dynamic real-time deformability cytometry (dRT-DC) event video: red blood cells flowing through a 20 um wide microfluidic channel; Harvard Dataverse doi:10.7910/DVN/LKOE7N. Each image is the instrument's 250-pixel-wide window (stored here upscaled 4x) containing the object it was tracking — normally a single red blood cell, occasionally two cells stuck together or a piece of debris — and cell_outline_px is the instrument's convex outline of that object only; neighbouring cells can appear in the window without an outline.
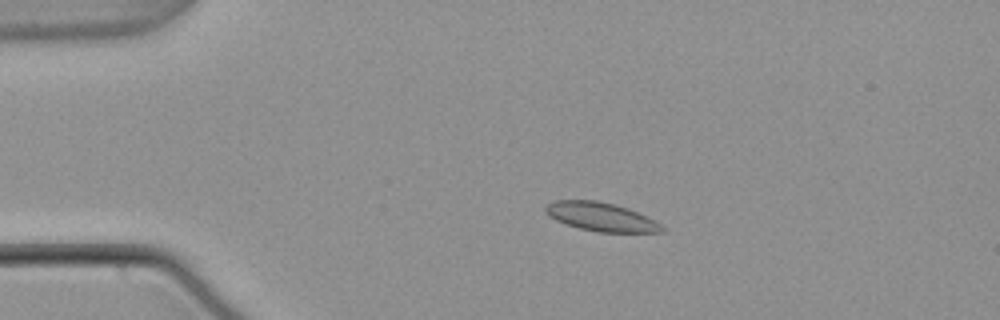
{"species": "common noctule bat (a hibernating species)", "species_latin": "Nyctalus noctula", "temperature_condition": "warm", "stored_images_in_passage": 55, "camera_frame_rate_fps": 3000, "um_per_image_px": 0.085, "animal": {"sex": "male", "body_mass_g": 21.5, "forearm_length_mm": 52.0}, "frame": {"image": 1, "passage_image": 12, "time_ms": 3.667, "image_size_px": [1000, 320], "cell_outline_px": [[668, 228], [664, 232], [596, 232], [580, 228], [556, 220], [548, 216], [544, 212], [544, 204], [552, 200], [596, 200], [616, 204], [628, 208], [648, 216], [656, 220]], "centroid_in_image_um": [51.11, 18.42], "position_along_channel_um": 33.9, "area_um2": 19.88}}
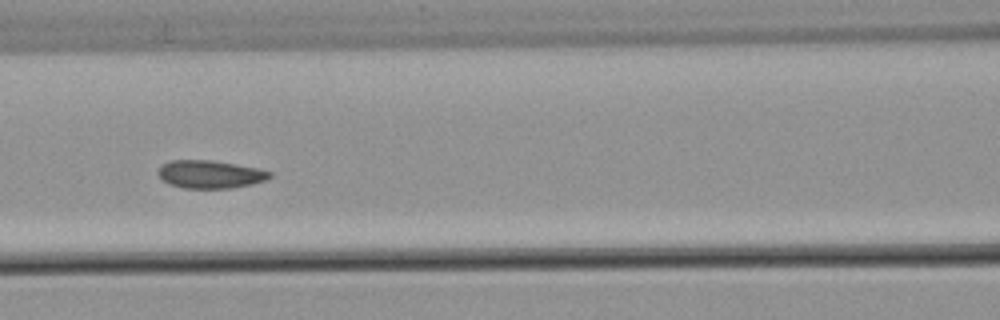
{"frame": {"image": 2, "passage_image": 25, "time_ms": 8.0, "image_size_px": [1000, 320], "cell_outline_px": [[272, 176], [264, 180], [252, 184], [232, 188], [184, 188], [168, 184], [156, 172], [160, 164], [172, 160], [212, 160], [256, 168], [272, 172]], "centroid_in_image_um": [17.82, 14.81], "position_along_channel_um": 148.8, "area_um2": 18.15}}
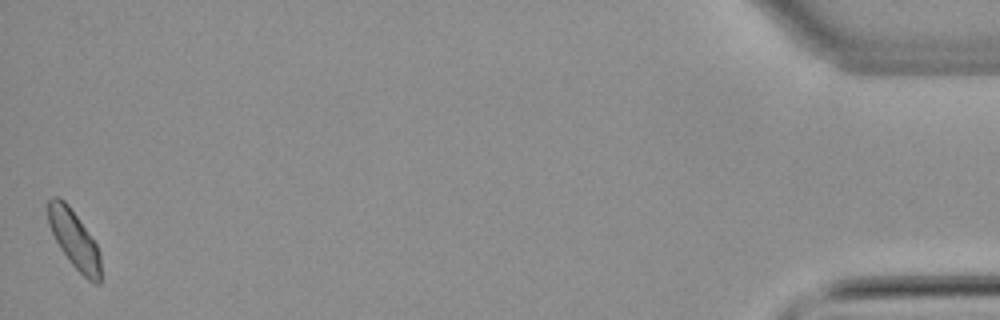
{"frame": {"image": 3, "passage_image": 55, "time_ms": 18.0, "image_size_px": [1000, 320], "cell_outline_px": [[100, 284], [92, 284], [72, 264], [60, 248], [48, 224], [48, 200], [52, 196], [56, 196], [64, 200], [68, 204], [96, 244], [100, 252]], "centroid_in_image_um": [6.31, 20.36], "position_along_channel_um": 428.9, "area_um2": 17.51}, "authors_computed_cell_mechanics": {"area_um2": 18.3226, "velocity_mm_per_s": 3.7511, "shape_relaxation_time_tau1_ms": null, "shape_relaxation_time_tau2_ms": 1.3265, "deformation_change_tau1": null, "deformation_change_tau2": 0.057}}